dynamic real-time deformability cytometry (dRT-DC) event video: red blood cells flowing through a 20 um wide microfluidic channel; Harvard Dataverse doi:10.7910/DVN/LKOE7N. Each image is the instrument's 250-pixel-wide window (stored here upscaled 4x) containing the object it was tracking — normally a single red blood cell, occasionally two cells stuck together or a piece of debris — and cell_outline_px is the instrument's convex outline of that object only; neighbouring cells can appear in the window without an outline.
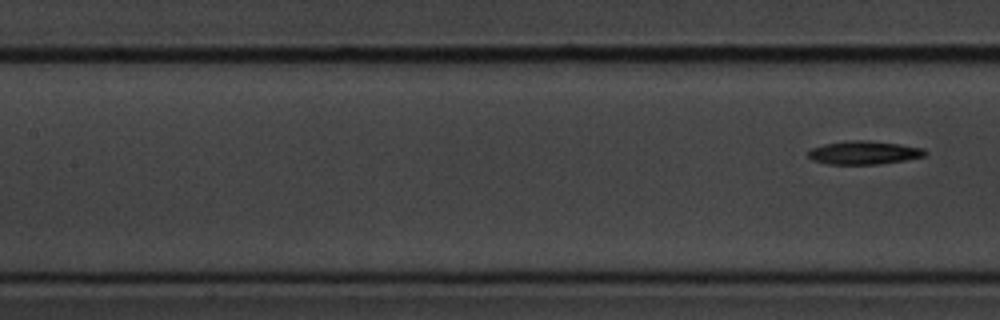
{"species": "common noctule bat (a hibernating species)", "species_latin": "Nyctalus noctula", "temperature_condition": "cold", "stored_images_in_passage": 6, "segment_of_instrument_passage": [2, 2], "camera_frame_rate_fps": 3000, "um_per_image_px": 0.085, "animal": {"sex": "male", "body_mass_g": 20.1, "forearm_length_mm": 53.5}, "frame": {"image": 1, "passage_image": 6, "time_ms": 5.667, "image_size_px": [1000, 320], "cell_outline_px": [[928, 152], [924, 156], [904, 160], [876, 164], [828, 164], [812, 160], [804, 152], [812, 148], [824, 144], [848, 140], [868, 140], [900, 144], [924, 148]], "centroid_in_image_um": [73.4, 12.97], "position_along_channel_um": 134.0, "area_um2": 16.01}}